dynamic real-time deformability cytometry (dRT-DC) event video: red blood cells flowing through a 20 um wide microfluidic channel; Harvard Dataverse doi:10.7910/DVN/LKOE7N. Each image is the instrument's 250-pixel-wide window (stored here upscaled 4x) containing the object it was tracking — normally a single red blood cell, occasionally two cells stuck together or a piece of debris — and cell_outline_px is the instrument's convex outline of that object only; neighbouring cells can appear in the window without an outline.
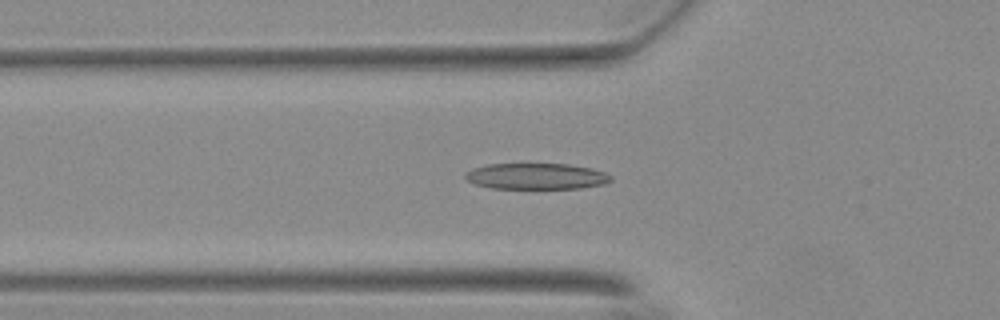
{"species": "Egyptian fruit bat (a non-hibernating species)", "species_latin": "Rousettus aegyptiacus", "temperature_condition": "warm", "stored_images_in_passage": 56, "camera_frame_rate_fps": 3000, "um_per_image_px": 0.085, "animal": {"sex": "female"}, "frame": {"image": 1, "passage_image": 20, "time_ms": 6.333, "image_size_px": [1000, 320], "cell_outline_px": [[612, 180], [604, 184], [580, 188], [492, 188], [476, 184], [468, 180], [464, 176], [464, 172], [472, 168], [488, 164], [568, 164], [592, 168], [604, 172], [612, 176]], "centroid_in_image_um": [45.59, 14.97], "position_along_channel_um": 80.2, "area_um2": 22.08}}
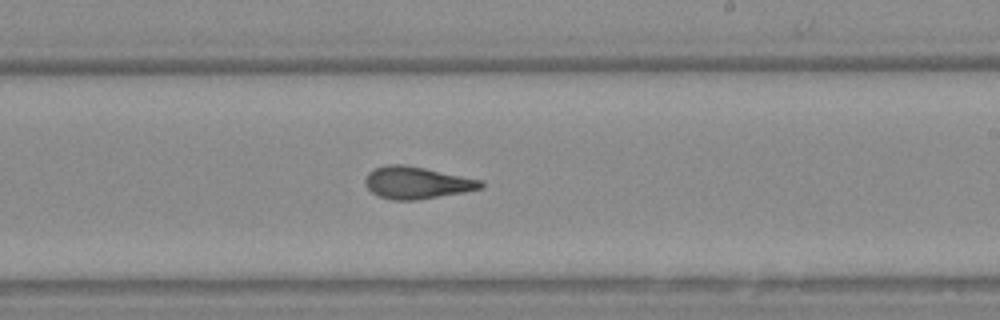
{"frame": {"image": 2, "passage_image": 34, "time_ms": 11.0, "image_size_px": [1000, 320], "cell_outline_px": [[484, 188], [464, 192], [416, 200], [392, 200], [380, 196], [372, 192], [364, 184], [364, 180], [368, 172], [372, 168], [388, 164], [404, 164], [484, 180]], "centroid_in_image_um": [35.43, 15.52], "position_along_channel_um": 253.6, "area_um2": 21.79}}
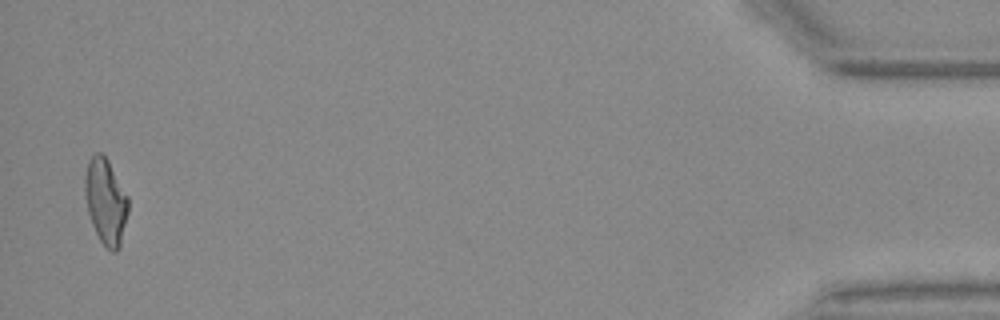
{"frame": {"image": 3, "passage_image": 55, "time_ms": 18.0, "image_size_px": [1000, 320], "cell_outline_px": [[128, 212], [120, 248], [116, 252], [112, 252], [100, 240], [92, 224], [88, 212], [84, 188], [84, 176], [88, 160], [96, 152], [100, 152], [108, 160], [128, 196]], "centroid_in_image_um": [8.99, 17.11], "position_along_channel_um": 426.2, "area_um2": 21.62}, "authors_computed_cell_mechanics": {"area_um2": 21.6172, "velocity_mm_per_s": 3.7028, "shape_relaxation_time_tau1_ms": 4.061, "shape_relaxation_time_tau2_ms": 2.0201, "deformation_change_tau1": 0.1832, "deformation_change_tau2": 0.1151}}